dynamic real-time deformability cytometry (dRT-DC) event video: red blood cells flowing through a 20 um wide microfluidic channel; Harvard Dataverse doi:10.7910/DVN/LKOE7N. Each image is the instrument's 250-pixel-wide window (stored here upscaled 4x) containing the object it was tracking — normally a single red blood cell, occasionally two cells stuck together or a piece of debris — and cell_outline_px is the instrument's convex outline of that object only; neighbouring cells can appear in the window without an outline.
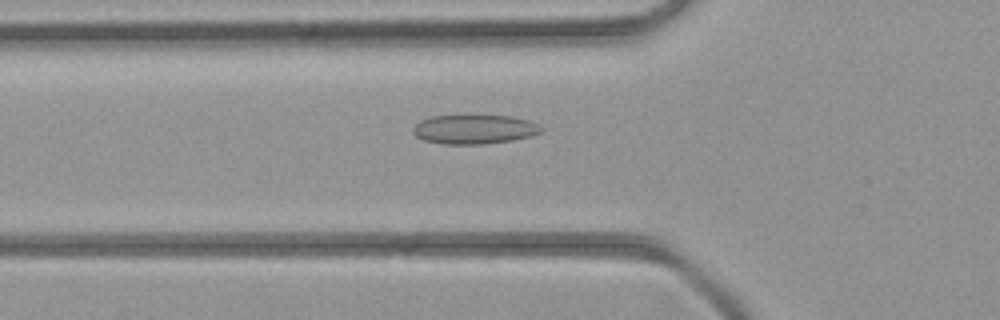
{"species": "common noctule bat (a hibernating species)", "species_latin": "Nyctalus noctula", "temperature_condition": "room temperature", "stored_images_in_passage": 45, "camera_frame_rate_fps": 3000, "um_per_image_px": 0.085, "animal": {"sex": "female", "body_mass_g": 21.9}, "frame": {"image": 1, "passage_image": 16, "time_ms": 5.0, "image_size_px": [1000, 320], "cell_outline_px": [[544, 132], [532, 136], [512, 140], [484, 144], [444, 144], [424, 140], [416, 136], [412, 132], [412, 128], [420, 120], [432, 116], [512, 116], [528, 120], [540, 124], [544, 128]], "centroid_in_image_um": [40.36, 10.99], "position_along_channel_um": 85.4, "area_um2": 21.96}}
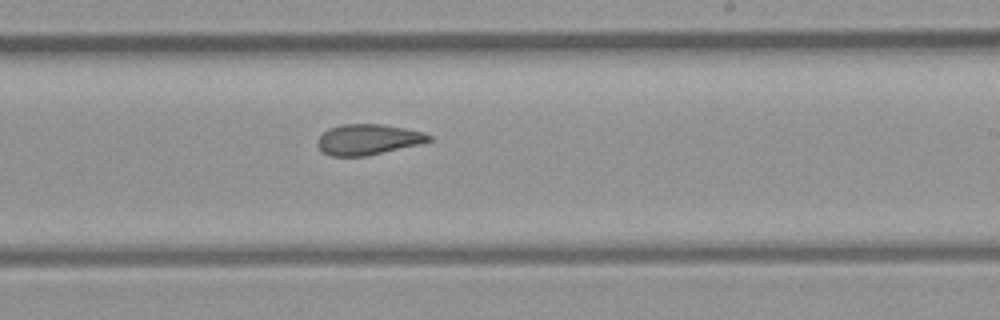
{"frame": {"image": 2, "passage_image": 27, "time_ms": 8.667, "image_size_px": [1000, 320], "cell_outline_px": [[432, 140], [420, 144], [368, 156], [332, 156], [320, 152], [316, 144], [316, 140], [328, 128], [340, 124], [380, 124], [404, 128], [424, 132], [432, 136]], "centroid_in_image_um": [31.25, 11.86], "position_along_channel_um": 257.7, "area_um2": 20.11}}
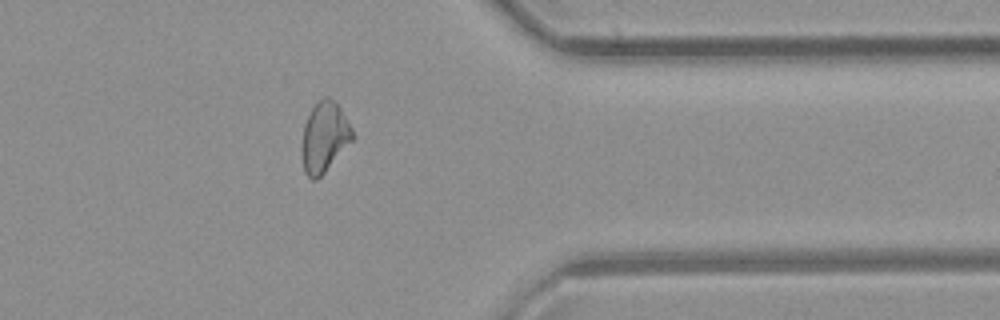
{"frame": {"image": 3, "passage_image": 36, "time_ms": 11.667, "image_size_px": [1000, 320], "cell_outline_px": [[356, 136], [324, 172], [316, 180], [312, 180], [304, 172], [300, 156], [300, 148], [304, 124], [312, 108], [324, 96], [328, 96], [340, 108], [348, 120]], "centroid_in_image_um": [27.55, 11.68], "position_along_channel_um": 383.9, "area_um2": 20.81}}